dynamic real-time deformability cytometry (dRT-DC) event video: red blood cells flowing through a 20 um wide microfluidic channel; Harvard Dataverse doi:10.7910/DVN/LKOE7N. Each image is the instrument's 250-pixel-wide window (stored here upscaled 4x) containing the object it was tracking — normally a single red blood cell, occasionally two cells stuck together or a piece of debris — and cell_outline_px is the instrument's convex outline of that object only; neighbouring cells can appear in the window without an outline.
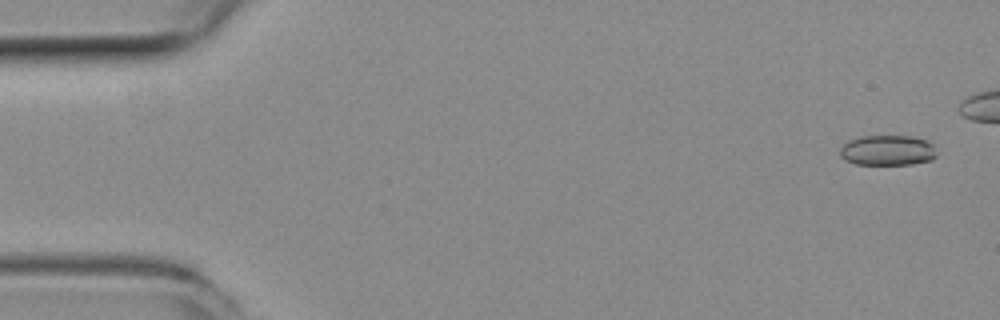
{"species": "common noctule bat (a hibernating species)", "species_latin": "Nyctalus noctula", "temperature_condition": "room temperature", "stored_images_in_passage": 43, "camera_frame_rate_fps": 3000, "um_per_image_px": 0.085, "animal": {"sex": "female", "body_mass_g": 19.3, "forearm_length_mm": 54.1}, "frame": {"image": 1, "passage_image": 3, "time_ms": 0.667, "image_size_px": [1000, 320], "cell_outline_px": [[936, 156], [932, 160], [912, 164], [856, 164], [844, 160], [840, 156], [840, 148], [848, 140], [860, 136], [916, 136], [928, 140], [932, 144]], "centroid_in_image_um": [75.43, 12.77], "position_along_channel_um": 9.6, "area_um2": 17.22}}
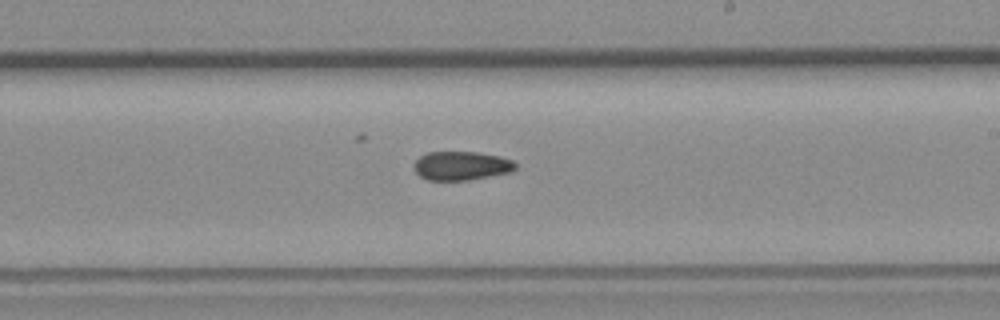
{"frame": {"image": 2, "passage_image": 31, "time_ms": 10.0, "image_size_px": [1000, 320], "cell_outline_px": [[516, 168], [512, 172], [468, 180], [428, 180], [420, 176], [416, 172], [412, 164], [420, 156], [428, 152], [476, 152], [500, 156], [512, 160], [516, 164]], "centroid_in_image_um": [39.21, 14.09], "position_along_channel_um": 249.8, "area_um2": 17.11}}
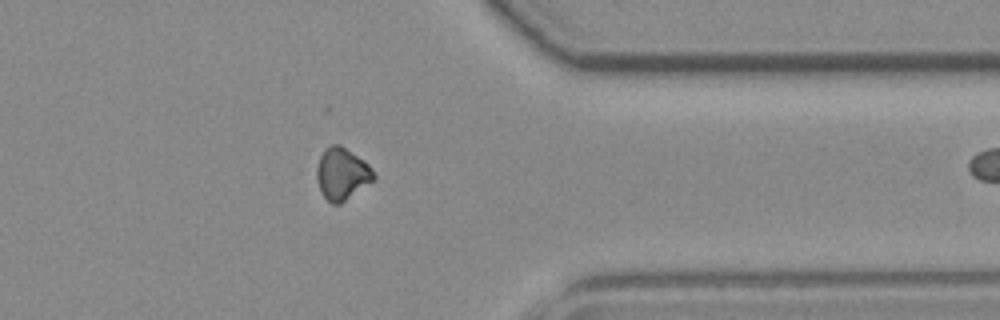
{"frame": {"image": 3, "passage_image": 42, "time_ms": 13.667, "image_size_px": [1000, 320], "cell_outline_px": [[376, 176], [372, 180], [340, 204], [332, 204], [320, 192], [316, 180], [316, 168], [320, 156], [324, 148], [328, 144], [340, 144], [364, 160], [372, 168]], "centroid_in_image_um": [29.02, 14.74], "position_along_channel_um": 382.4, "area_um2": 17.28}}